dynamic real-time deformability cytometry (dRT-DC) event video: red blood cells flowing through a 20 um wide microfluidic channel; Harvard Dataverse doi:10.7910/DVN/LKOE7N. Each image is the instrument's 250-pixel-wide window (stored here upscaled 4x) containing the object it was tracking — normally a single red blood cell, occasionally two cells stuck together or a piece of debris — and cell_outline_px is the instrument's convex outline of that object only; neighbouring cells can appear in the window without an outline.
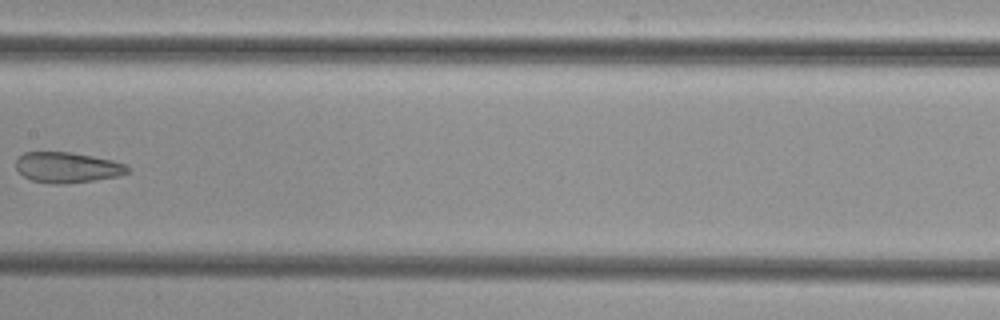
{"species": "common noctule bat (a hibernating species)", "species_latin": "Nyctalus noctula", "temperature_condition": "cold", "stored_images_in_passage": 6, "camera_frame_rate_fps": 3000, "um_per_image_px": 0.085, "animal": {"sex": "female", "body_mass_g": 29.2, "forearm_length_mm": 56.3}, "frame": {"image": 1, "passage_image": 6, "time_ms": 1.667, "image_size_px": [1000, 320], "cell_outline_px": [[132, 168], [128, 172], [120, 176], [64, 184], [52, 184], [32, 180], [24, 176], [16, 168], [16, 160], [24, 152], [72, 152], [112, 160], [128, 164]], "centroid_in_image_um": [5.76, 14.23], "position_along_channel_um": 201.6, "area_um2": 19.94}}